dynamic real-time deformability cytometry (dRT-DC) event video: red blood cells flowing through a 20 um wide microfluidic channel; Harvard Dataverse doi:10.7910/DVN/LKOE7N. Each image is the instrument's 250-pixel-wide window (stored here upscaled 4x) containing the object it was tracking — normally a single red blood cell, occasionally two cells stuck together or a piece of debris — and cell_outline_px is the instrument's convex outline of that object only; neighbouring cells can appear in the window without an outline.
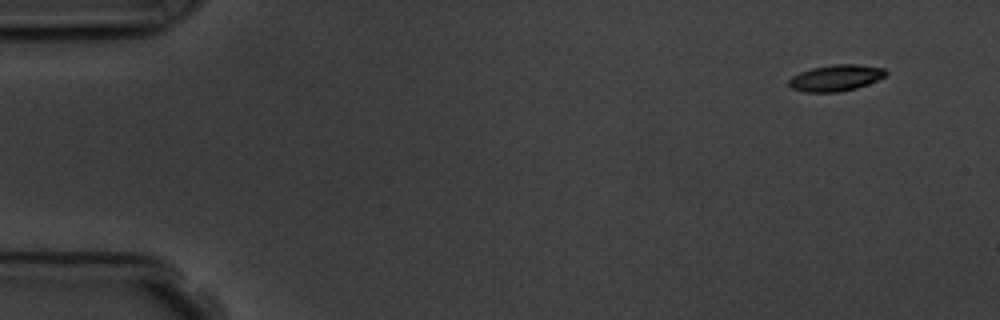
{"species": "common noctule bat (a hibernating species)", "species_latin": "Nyctalus noctula", "temperature_condition": "room temperature", "stored_images_in_passage": 4, "camera_frame_rate_fps": 3000, "um_per_image_px": 0.085, "animal": {"sex": "male", "body_mass_g": 19.5, "forearm_length_mm": 54.6}, "frame": {"image": 1, "passage_image": 1, "time_ms": 0.0, "image_size_px": [1000, 320], "cell_outline_px": [[888, 76], [868, 84], [856, 88], [840, 92], [804, 92], [792, 88], [788, 84], [788, 80], [792, 76], [800, 72], [812, 68], [832, 64], [856, 64], [884, 68], [888, 72]], "centroid_in_image_um": [71.07, 6.62], "position_along_channel_um": 13.9, "area_um2": 15.03}}
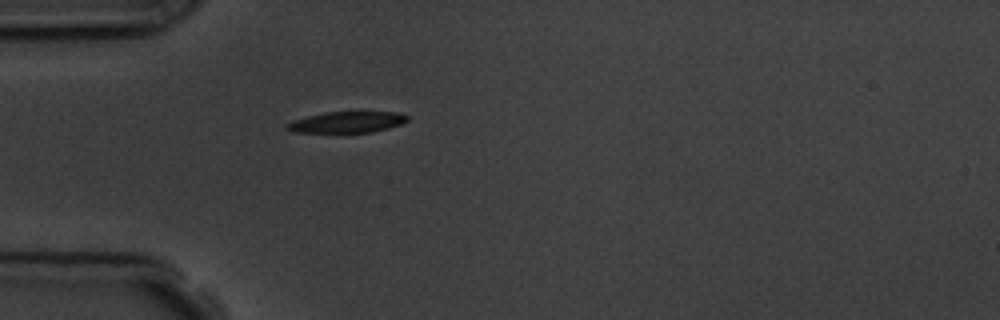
{"frame": {"image": 2, "passage_image": 4, "time_ms": 4.0, "image_size_px": [1000, 320], "cell_outline_px": [[408, 120], [400, 124], [388, 128], [372, 132], [296, 132], [284, 128], [288, 124], [296, 120], [308, 116], [324, 112], [356, 108], [396, 112], [408, 116]], "centroid_in_image_um": [29.59, 10.31], "position_along_channel_um": 55.4, "area_um2": 15.55}}